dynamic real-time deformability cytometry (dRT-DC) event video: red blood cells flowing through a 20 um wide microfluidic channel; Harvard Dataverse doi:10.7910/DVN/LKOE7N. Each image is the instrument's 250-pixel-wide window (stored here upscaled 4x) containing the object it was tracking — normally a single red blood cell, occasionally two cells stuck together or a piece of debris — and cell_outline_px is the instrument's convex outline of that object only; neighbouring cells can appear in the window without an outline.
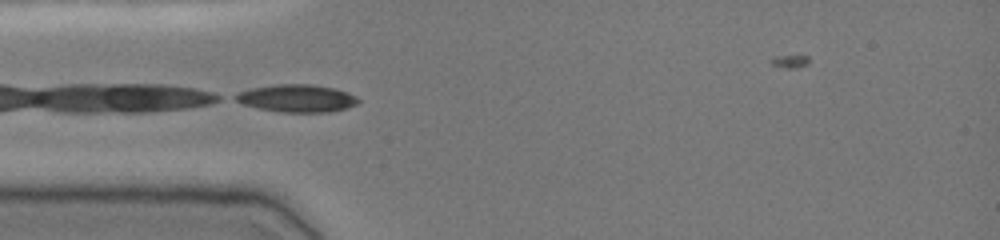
{"species": "common noctule bat (a hibernating species)", "species_latin": "Nyctalus noctula", "temperature_condition": "cold", "stored_images_in_passage": 30, "camera_frame_rate_fps": 3000, "um_per_image_px": 0.085, "animal": {"sex": "female", "body_mass_g": 19.0, "forearm_length_mm": 51.5}, "frame": {"image": 1, "passage_image": 1, "time_ms": 0.0, "image_size_px": [1000, 240], "cell_outline_px": [[360, 100], [356, 104], [344, 108], [328, 112], [280, 112], [260, 108], [244, 104], [228, 96], [236, 92], [252, 88], [276, 84], [312, 84], [332, 88], [348, 92], [356, 96]], "centroid_in_image_um": [25.17, 8.34], "position_along_channel_um": 59.8, "area_um2": 19.71}}
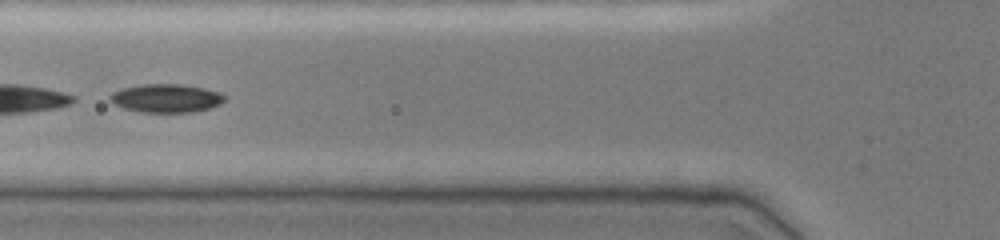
{"frame": {"image": 2, "passage_image": 5, "time_ms": 1.333, "image_size_px": [1000, 240], "cell_outline_px": [[228, 96], [220, 104], [208, 108], [192, 112], [140, 112], [124, 108], [108, 100], [108, 96], [112, 92], [124, 88], [144, 84], [180, 84], [204, 88], [220, 92]], "centroid_in_image_um": [14.13, 8.34], "position_along_channel_um": 111.7, "area_um2": 18.96}, "authors_computed_cell_mechanics": {"area_um2": 18.5249, "velocity_mm_per_s": 3.9157, "shape_relaxation_time_tau1_ms": null, "shape_relaxation_time_tau2_ms": 6.0364, "deformation_change_tau1": null, "deformation_change_tau2": 0.0794}}